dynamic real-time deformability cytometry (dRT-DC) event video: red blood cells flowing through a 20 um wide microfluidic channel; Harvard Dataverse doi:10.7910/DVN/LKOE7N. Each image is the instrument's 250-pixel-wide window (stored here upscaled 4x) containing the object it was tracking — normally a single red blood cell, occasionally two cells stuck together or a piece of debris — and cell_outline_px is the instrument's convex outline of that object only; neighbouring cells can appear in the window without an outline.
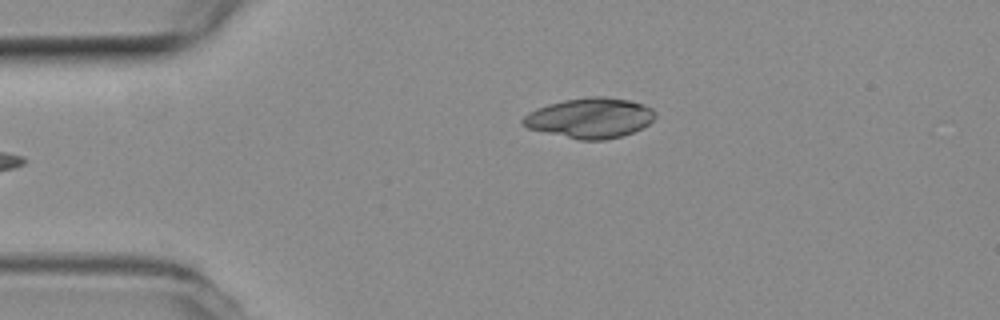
{"species": "common noctule bat (a hibernating species)", "species_latin": "Nyctalus noctula", "temperature_condition": "room temperature", "stored_images_in_passage": 4, "camera_frame_rate_fps": 3000, "um_per_image_px": 0.085, "animal": {"sex": "female", "body_mass_g": 19.3, "forearm_length_mm": 54.1}, "frame": {"image": 1, "passage_image": 4, "time_ms": 1.0, "image_size_px": [1000, 320], "cell_outline_px": [[656, 116], [648, 124], [632, 132], [620, 136], [604, 140], [580, 140], [528, 128], [520, 120], [528, 112], [536, 108], [548, 104], [564, 100], [592, 96], [604, 96], [628, 100], [644, 104], [652, 108], [656, 112]], "centroid_in_image_um": [50.16, 10.01], "position_along_channel_um": 34.8, "area_um2": 30.81}}